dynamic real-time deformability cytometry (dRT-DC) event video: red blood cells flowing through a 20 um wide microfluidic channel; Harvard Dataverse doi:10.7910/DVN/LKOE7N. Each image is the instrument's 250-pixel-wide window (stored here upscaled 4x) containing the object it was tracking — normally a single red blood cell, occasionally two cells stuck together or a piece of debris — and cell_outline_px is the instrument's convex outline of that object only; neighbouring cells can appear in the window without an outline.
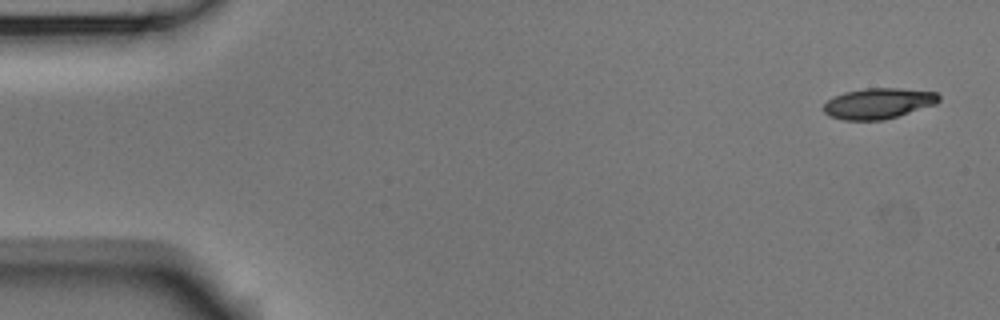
{"species": "Egyptian fruit bat (a non-hibernating species)", "species_latin": "Rousettus aegyptiacus", "temperature_condition": "room temperature", "stored_images_in_passage": 8, "camera_frame_rate_fps": 3000, "um_per_image_px": 0.085, "animal": {"sex": "male"}, "frame": {"image": 1, "passage_image": 1, "time_ms": 0.0, "image_size_px": [1000, 320], "cell_outline_px": [[940, 100], [936, 104], [884, 120], [844, 120], [832, 116], [824, 112], [824, 104], [828, 100], [844, 92], [864, 88], [900, 88], [936, 92], [940, 96]], "centroid_in_image_um": [74.69, 8.78], "position_along_channel_um": 10.3, "area_um2": 20.46}}
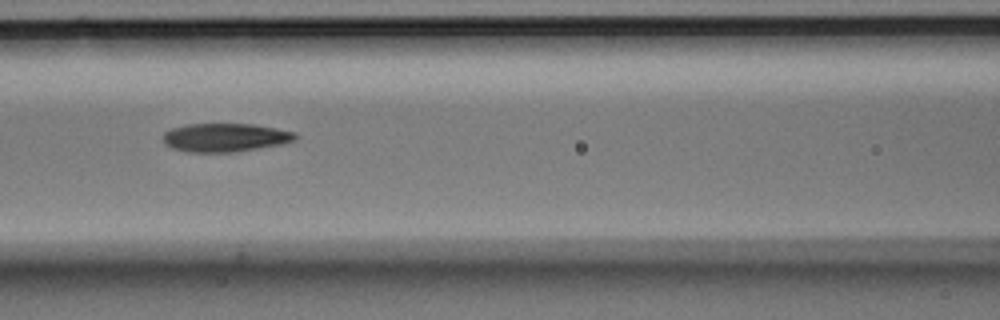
{"frame": {"image": 2, "passage_image": 6, "time_ms": 1.667, "image_size_px": [1000, 320], "cell_outline_px": [[300, 136], [296, 140], [280, 144], [232, 152], [188, 152], [172, 148], [164, 144], [164, 132], [172, 128], [188, 124], [252, 124], [276, 128], [296, 132]], "centroid_in_image_um": [19.15, 11.68], "position_along_channel_um": 147.4, "area_um2": 21.91}}
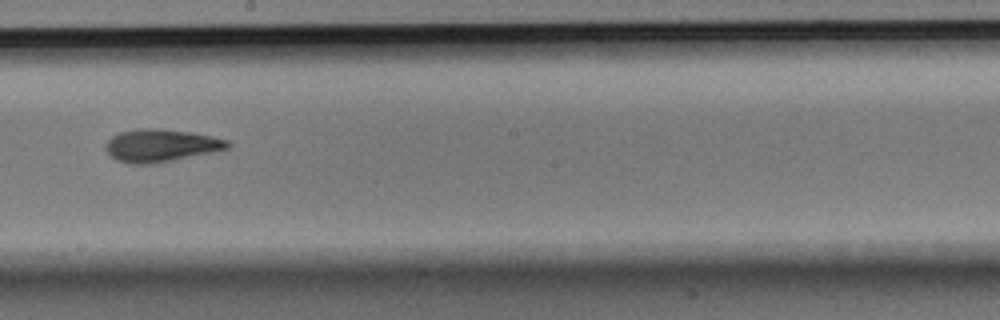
{"frame": {"image": 3, "passage_image": 8, "time_ms": 2.333, "image_size_px": [1000, 320], "cell_outline_px": [[232, 144], [228, 148], [212, 152], [156, 164], [128, 164], [116, 160], [104, 148], [104, 144], [112, 136], [120, 132], [140, 128], [160, 128], [192, 132], [212, 136], [228, 140]], "centroid_in_image_um": [13.67, 12.37], "position_along_channel_um": 234.5, "area_um2": 23.47}}